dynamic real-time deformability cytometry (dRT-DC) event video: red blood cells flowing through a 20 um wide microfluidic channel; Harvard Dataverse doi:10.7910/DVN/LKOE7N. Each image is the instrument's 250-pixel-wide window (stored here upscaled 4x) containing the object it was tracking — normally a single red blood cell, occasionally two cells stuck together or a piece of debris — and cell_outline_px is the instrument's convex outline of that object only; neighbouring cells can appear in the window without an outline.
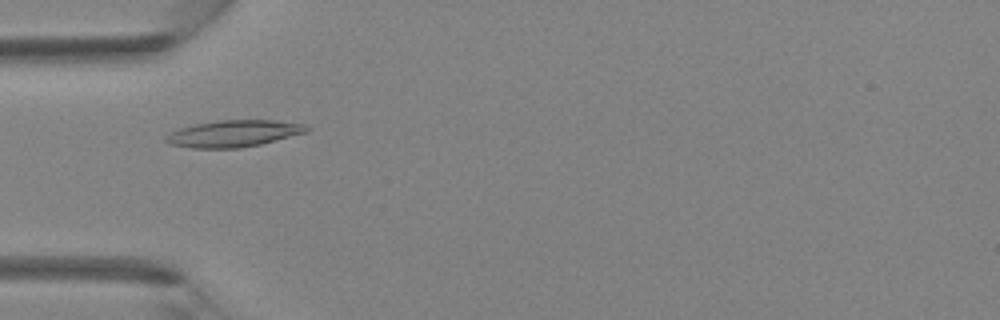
{"species": "Egyptian fruit bat (a non-hibernating species)", "species_latin": "Rousettus aegyptiacus", "temperature_condition": "room temperature", "stored_images_in_passage": 34, "camera_frame_rate_fps": 3000, "um_per_image_px": 0.085, "animal": {"sex": "female"}, "frame": {"image": 1, "passage_image": 6, "time_ms": 1.667, "image_size_px": [1000, 320], "cell_outline_px": [[308, 132], [260, 144], [240, 148], [192, 148], [168, 144], [164, 140], [164, 136], [180, 128], [196, 124], [220, 120], [272, 120], [304, 124], [308, 128]], "centroid_in_image_um": [19.83, 11.36], "position_along_channel_um": 65.2, "area_um2": 21.79}}
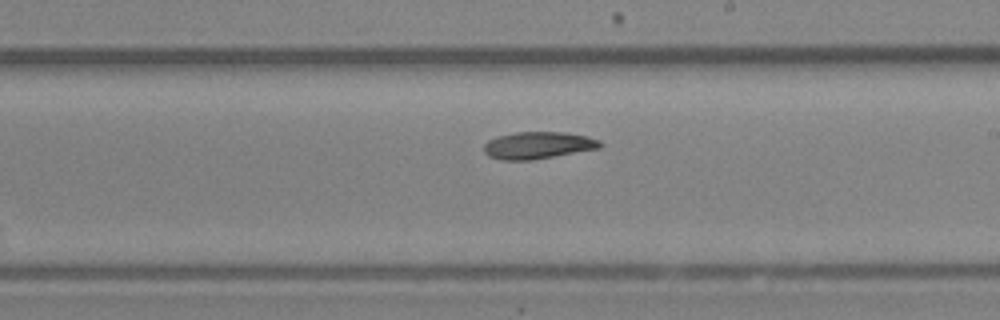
{"frame": {"image": 2, "passage_image": 17, "time_ms": 5.333, "image_size_px": [1000, 320], "cell_outline_px": [[604, 144], [600, 148], [532, 160], [500, 160], [488, 156], [484, 152], [484, 144], [488, 140], [496, 136], [516, 132], [564, 132], [588, 136], [600, 140]], "centroid_in_image_um": [45.73, 12.35], "position_along_channel_um": 243.3, "area_um2": 18.5}}
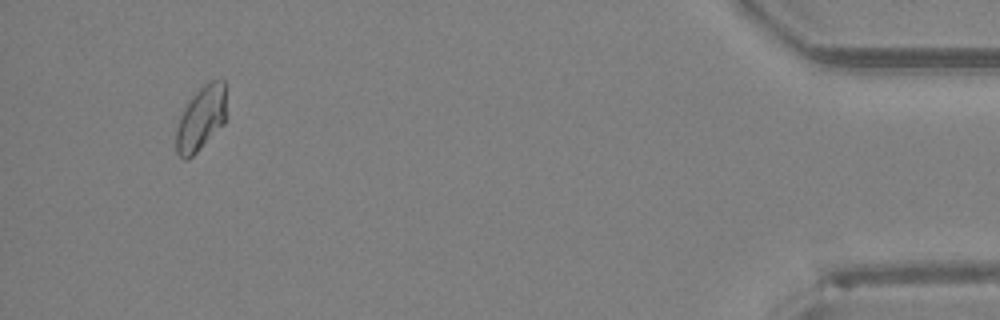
{"frame": {"image": 3, "passage_image": 32, "time_ms": 10.333, "image_size_px": [1000, 320], "cell_outline_px": [[224, 124], [188, 160], [184, 160], [176, 152], [176, 128], [180, 116], [184, 108], [192, 96], [204, 84], [212, 80], [224, 80]], "centroid_in_image_um": [17.05, 10.09], "position_along_channel_um": 418.2, "area_um2": 18.44}}